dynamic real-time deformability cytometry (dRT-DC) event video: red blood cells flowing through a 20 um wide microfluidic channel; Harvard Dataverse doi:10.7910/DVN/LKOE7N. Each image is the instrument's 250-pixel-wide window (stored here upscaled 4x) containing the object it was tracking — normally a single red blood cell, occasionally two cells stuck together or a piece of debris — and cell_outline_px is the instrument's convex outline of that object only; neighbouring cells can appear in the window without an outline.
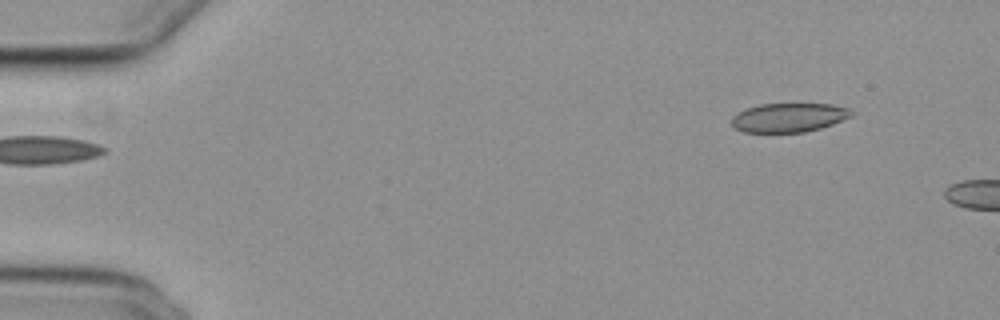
{"species": "common noctule bat (a hibernating species)", "species_latin": "Nyctalus noctula", "temperature_condition": "cold", "stored_images_in_passage": 5, "camera_frame_rate_fps": 3000, "um_per_image_px": 0.085, "animal": {"sex": "female", "body_mass_g": 29.2, "forearm_length_mm": 56.3}, "frame": {"image": 1, "passage_image": 1, "time_ms": 0.0, "image_size_px": [1000, 320], "cell_outline_px": [[856, 112], [852, 116], [832, 124], [820, 128], [804, 132], [744, 132], [736, 128], [732, 124], [732, 116], [748, 108], [760, 104], [832, 104], [852, 108]], "centroid_in_image_um": [67.12, 9.98], "position_along_channel_um": 17.9, "area_um2": 20.23}}